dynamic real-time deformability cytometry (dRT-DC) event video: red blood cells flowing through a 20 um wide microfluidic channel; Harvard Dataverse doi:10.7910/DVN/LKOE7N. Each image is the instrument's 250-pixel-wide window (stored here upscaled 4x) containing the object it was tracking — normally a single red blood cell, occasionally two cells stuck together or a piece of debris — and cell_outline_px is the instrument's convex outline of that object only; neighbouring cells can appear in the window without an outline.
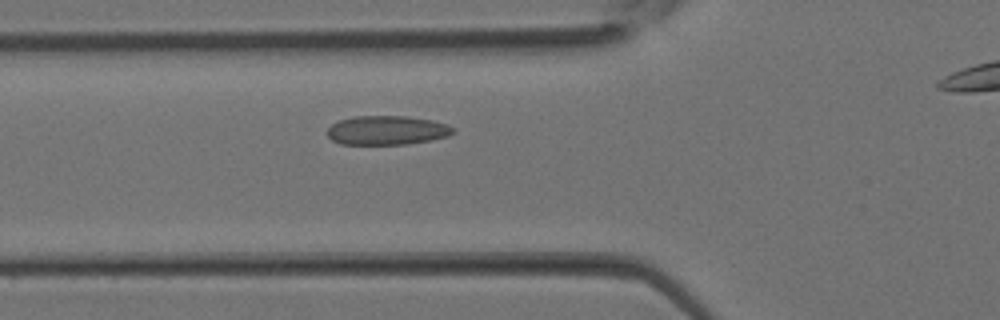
{"species": "Egyptian fruit bat (a non-hibernating species)", "species_latin": "Rousettus aegyptiacus", "temperature_condition": "room temperature", "stored_images_in_passage": 21, "camera_frame_rate_fps": 3000, "um_per_image_px": 0.085, "animal": {"sex": "female"}, "frame": {"image": 1, "passage_image": 2, "time_ms": 0.333, "image_size_px": [1000, 320], "cell_outline_px": [[456, 132], [448, 136], [432, 140], [408, 144], [340, 144], [332, 140], [328, 136], [328, 128], [332, 124], [340, 120], [356, 116], [408, 116], [432, 120], [448, 124], [456, 128]], "centroid_in_image_um": [32.95, 11.07], "position_along_channel_um": 92.9, "area_um2": 21.5}}
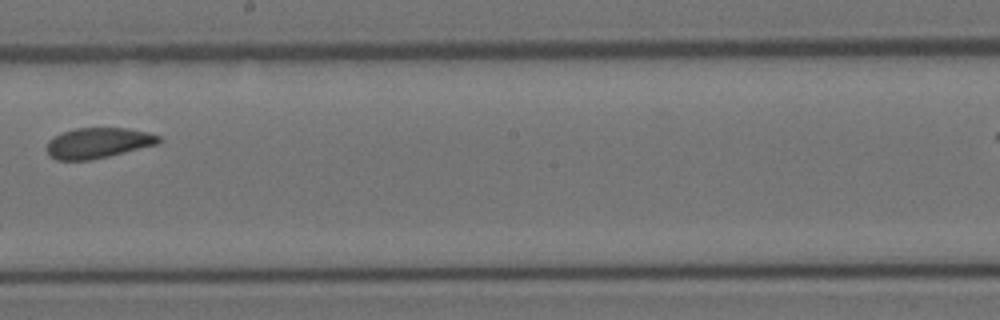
{"frame": {"image": 2, "passage_image": 10, "time_ms": 3.0, "image_size_px": [1000, 320], "cell_outline_px": [[164, 140], [156, 144], [108, 156], [88, 160], [56, 160], [44, 148], [48, 140], [64, 132], [76, 128], [128, 128], [148, 132], [160, 136]], "centroid_in_image_um": [8.33, 12.14], "position_along_channel_um": 239.9, "area_um2": 19.77}}
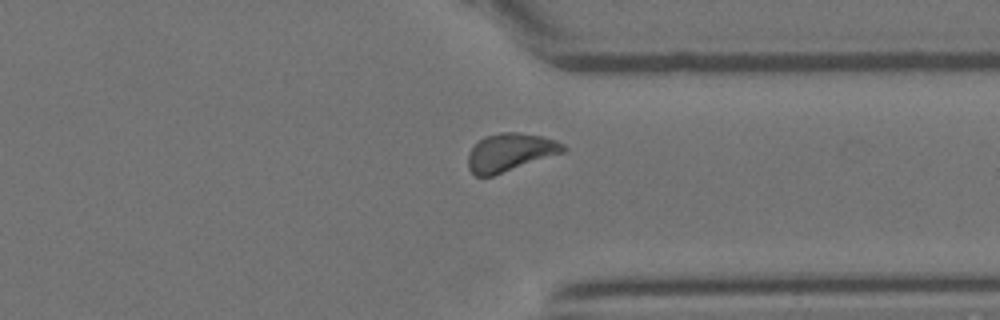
{"frame": {"image": 3, "passage_image": 17, "time_ms": 5.333, "image_size_px": [1000, 320], "cell_outline_px": [[568, 148], [564, 152], [492, 176], [476, 176], [468, 168], [468, 152], [484, 136], [500, 132], [516, 132], [540, 136], [556, 140], [564, 144]], "centroid_in_image_um": [43.36, 12.94], "position_along_channel_um": 368.0, "area_um2": 20.92}}